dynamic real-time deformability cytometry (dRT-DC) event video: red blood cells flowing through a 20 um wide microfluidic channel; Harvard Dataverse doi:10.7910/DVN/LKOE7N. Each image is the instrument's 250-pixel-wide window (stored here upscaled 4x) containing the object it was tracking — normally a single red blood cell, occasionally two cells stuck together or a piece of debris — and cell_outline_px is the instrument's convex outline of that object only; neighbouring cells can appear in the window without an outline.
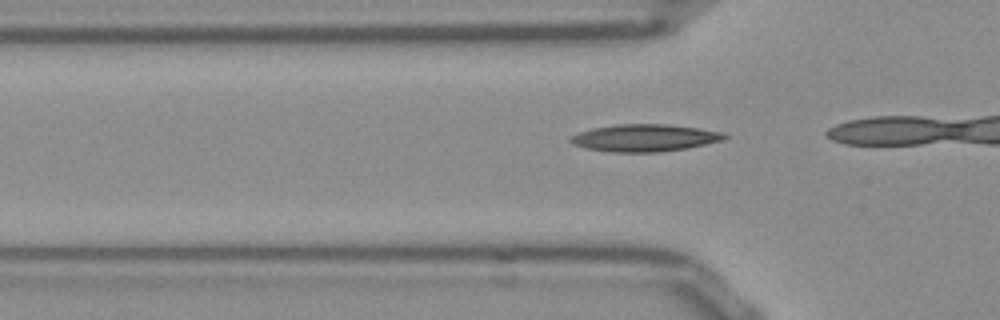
{"species": "Egyptian fruit bat (a non-hibernating species)", "species_latin": "Rousettus aegyptiacus", "temperature_condition": "room temperature", "stored_images_in_passage": 7, "camera_frame_rate_fps": 3000, "um_per_image_px": 0.085, "frame": {"image": 1, "passage_image": 2, "time_ms": 0.333, "image_size_px": [1000, 320], "cell_outline_px": [[728, 136], [720, 140], [704, 144], [684, 148], [660, 152], [616, 152], [588, 148], [572, 144], [568, 140], [572, 136], [580, 132], [592, 128], [616, 124], [668, 124], [724, 132]], "centroid_in_image_um": [54.77, 11.71], "position_along_channel_um": 71.0, "area_um2": 24.04}}